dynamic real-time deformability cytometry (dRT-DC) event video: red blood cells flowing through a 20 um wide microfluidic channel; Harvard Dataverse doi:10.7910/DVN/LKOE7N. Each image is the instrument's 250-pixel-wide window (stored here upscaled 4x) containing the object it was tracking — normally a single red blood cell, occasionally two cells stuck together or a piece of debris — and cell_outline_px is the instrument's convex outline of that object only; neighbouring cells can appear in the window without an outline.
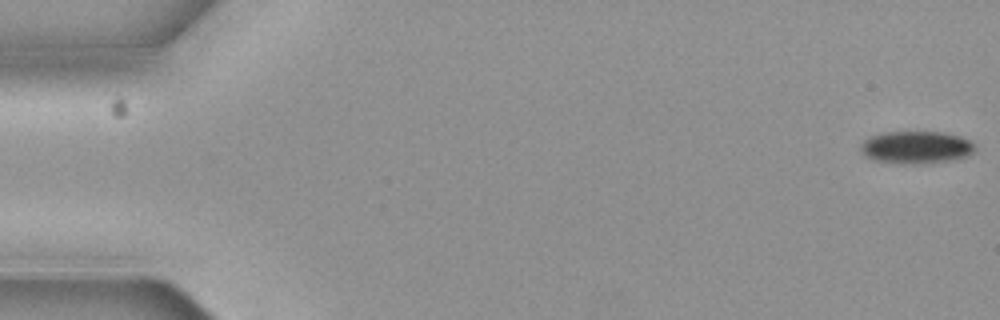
{"species": "common noctule bat (a hibernating species)", "species_latin": "Nyctalus noctula", "temperature_condition": "cold", "stored_images_in_passage": 8, "camera_frame_rate_fps": 3000, "um_per_image_px": 0.085, "animal": {"sex": "female", "body_mass_g": 19.3, "forearm_length_mm": 54.1}, "frame": {"image": 1, "passage_image": 1, "time_ms": 0.0, "image_size_px": [1000, 320], "cell_outline_px": [[976, 148], [968, 156], [956, 160], [932, 164], [896, 164], [872, 160], [864, 156], [860, 152], [860, 144], [864, 140], [872, 136], [888, 132], [940, 132], [960, 136], [976, 144]], "centroid_in_image_um": [77.88, 12.56], "position_along_channel_um": 7.1, "area_um2": 22.2}}
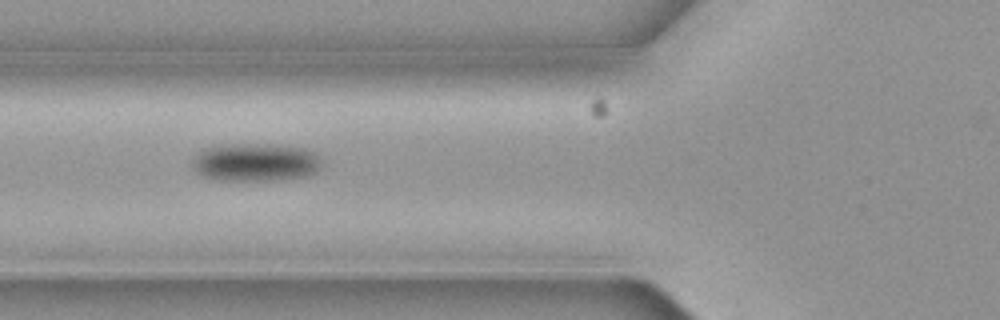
{"frame": {"image": 2, "passage_image": 7, "time_ms": 2.0, "image_size_px": [1000, 320], "cell_outline_px": [[316, 168], [312, 172], [304, 176], [276, 180], [224, 180], [204, 176], [196, 172], [192, 164], [196, 156], [204, 148], [228, 144], [268, 144], [304, 148], [312, 152], [316, 156]], "centroid_in_image_um": [21.62, 13.78], "position_along_channel_um": 104.2, "area_um2": 27.8}}
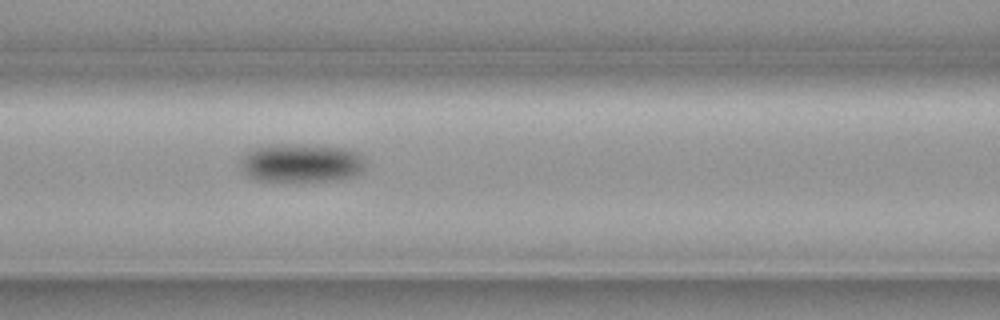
{"frame": {"image": 3, "passage_image": 8, "time_ms": 2.333, "image_size_px": [1000, 320], "cell_outline_px": [[364, 164], [360, 172], [352, 176], [296, 184], [256, 180], [248, 176], [240, 168], [240, 160], [248, 152], [256, 148], [268, 144], [300, 144], [344, 148], [356, 152], [360, 156]], "centroid_in_image_um": [25.51, 13.88], "position_along_channel_um": 141.1, "area_um2": 28.44}}